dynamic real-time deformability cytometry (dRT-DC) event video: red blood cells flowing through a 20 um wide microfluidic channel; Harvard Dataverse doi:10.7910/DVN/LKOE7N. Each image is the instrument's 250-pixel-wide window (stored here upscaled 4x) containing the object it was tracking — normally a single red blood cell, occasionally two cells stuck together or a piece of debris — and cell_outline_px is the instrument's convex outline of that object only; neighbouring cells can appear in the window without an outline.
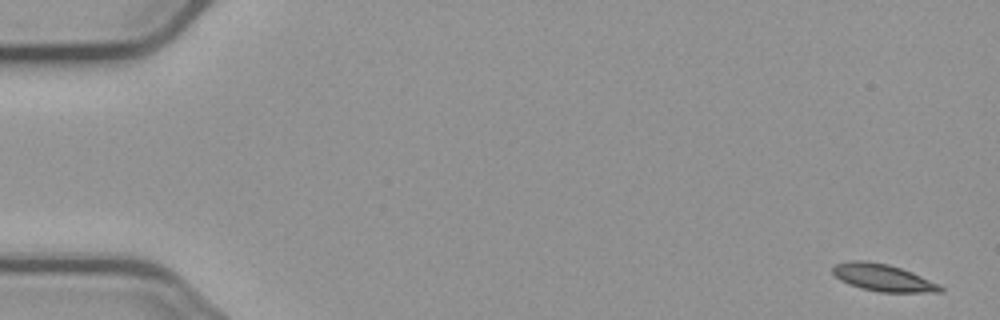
{"species": "common noctule bat (a hibernating species)", "species_latin": "Nyctalus noctula", "temperature_condition": "cold", "stored_images_in_passage": 5, "camera_frame_rate_fps": 3000, "um_per_image_px": 0.085, "animal": {"sex": "male", "body_mass_g": 23.1, "forearm_length_mm": 52.7}, "frame": {"image": 1, "passage_image": 1, "time_ms": 0.0, "image_size_px": [1000, 320], "cell_outline_px": [[944, 292], [880, 292], [860, 288], [848, 284], [840, 280], [832, 272], [832, 268], [836, 264], [848, 260], [864, 260], [888, 264], [912, 272], [940, 284], [944, 288]], "centroid_in_image_um": [75.06, 23.6], "position_along_channel_um": 9.9, "area_um2": 17.11}}